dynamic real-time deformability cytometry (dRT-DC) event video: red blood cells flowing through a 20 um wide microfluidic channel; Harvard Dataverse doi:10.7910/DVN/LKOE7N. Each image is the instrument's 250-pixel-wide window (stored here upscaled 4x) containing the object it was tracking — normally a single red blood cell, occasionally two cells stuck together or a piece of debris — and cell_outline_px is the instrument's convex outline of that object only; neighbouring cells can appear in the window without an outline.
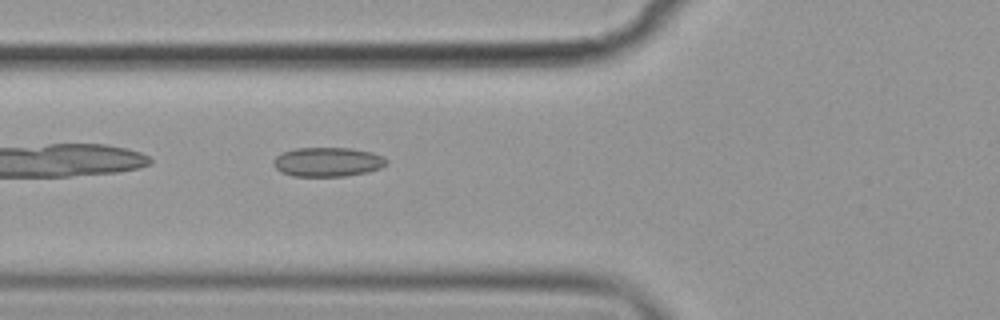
{"species": "common noctule bat (a hibernating species)", "species_latin": "Nyctalus noctula", "temperature_condition": "cold", "stored_images_in_passage": 39, "camera_frame_rate_fps": 3000, "um_per_image_px": 0.085, "animal": {"sex": "female", "body_mass_g": 19.9}, "frame": {"image": 1, "passage_image": 4, "time_ms": 1.0, "image_size_px": [1000, 320], "cell_outline_px": [[388, 164], [380, 168], [368, 172], [344, 176], [292, 176], [280, 172], [272, 164], [272, 160], [276, 156], [284, 152], [296, 148], [352, 148], [372, 152], [384, 156], [388, 160]], "centroid_in_image_um": [27.86, 13.76], "position_along_channel_um": 97.9, "area_um2": 19.48}}
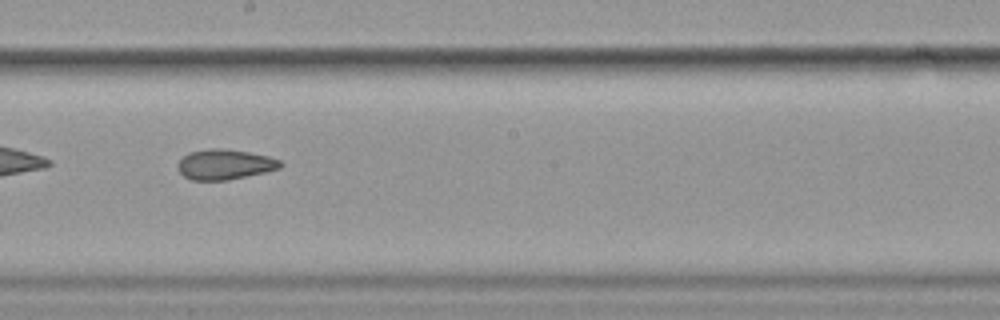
{"frame": {"image": 2, "passage_image": 15, "time_ms": 4.667, "image_size_px": [1000, 320], "cell_outline_px": [[284, 164], [280, 168], [264, 172], [228, 180], [192, 180], [184, 176], [180, 172], [180, 160], [188, 152], [212, 148], [220, 148], [248, 152], [268, 156], [280, 160]], "centroid_in_image_um": [19.14, 13.97], "position_along_channel_um": 229.1, "area_um2": 17.8}}
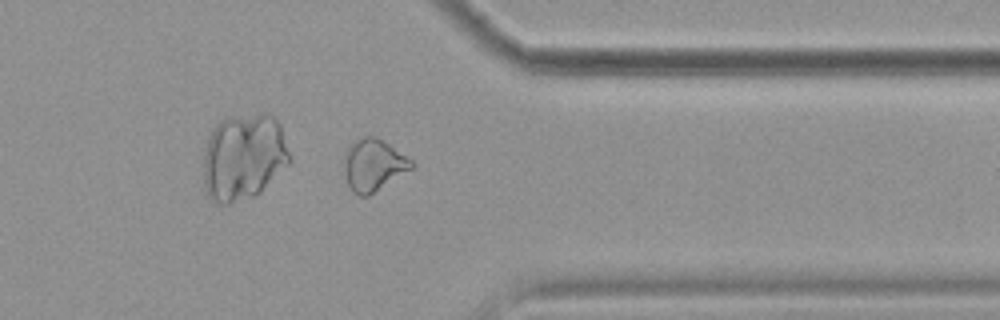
{"frame": {"image": 3, "passage_image": 28, "time_ms": 9.0, "image_size_px": [1000, 320], "cell_outline_px": [[416, 164], [412, 168], [368, 196], [360, 196], [352, 192], [348, 184], [344, 168], [344, 160], [348, 144], [364, 136], [376, 136], [412, 160]], "centroid_in_image_um": [31.72, 14.02], "position_along_channel_um": 379.7, "area_um2": 20.17}, "authors_computed_cell_mechanics": {"area_um2": 18.6694, "velocity_mm_per_s": 3.5713, "shape_relaxation_time_tau1_ms": null, "shape_relaxation_time_tau2_ms": 3.8008, "deformation_change_tau1": null, "deformation_change_tau2": 0.1119}}